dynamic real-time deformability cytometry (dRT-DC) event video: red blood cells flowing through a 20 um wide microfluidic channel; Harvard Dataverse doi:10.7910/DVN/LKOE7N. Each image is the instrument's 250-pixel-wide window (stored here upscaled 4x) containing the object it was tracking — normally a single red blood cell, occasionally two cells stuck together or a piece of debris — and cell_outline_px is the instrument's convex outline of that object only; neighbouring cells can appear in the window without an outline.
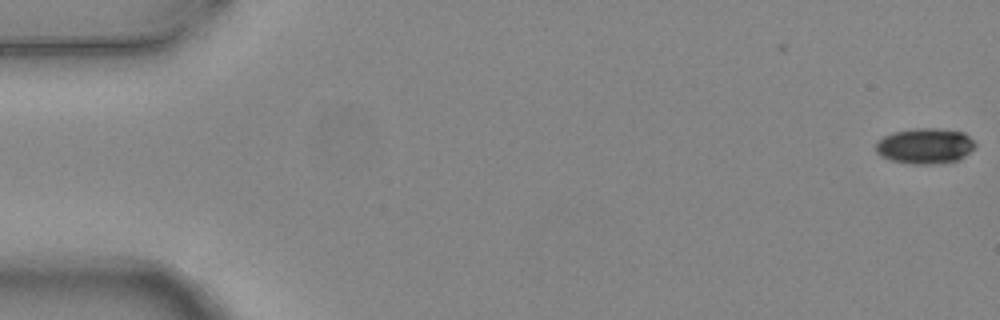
{"species": "common noctule bat (a hibernating species)", "species_latin": "Nyctalus noctula", "temperature_condition": "warm", "stored_images_in_passage": 6, "segment_of_instrument_passage": [2, 2], "camera_frame_rate_fps": 3000, "um_per_image_px": 0.085, "animal": {"sex": "female", "body_mass_g": 24.6, "forearm_length_mm": 56.2}, "frame": {"image": 1, "passage_image": 6, "time_ms": 1.667, "image_size_px": [1000, 320], "cell_outline_px": [[976, 148], [964, 156], [956, 160], [932, 164], [912, 164], [892, 160], [880, 156], [876, 152], [876, 140], [892, 132], [916, 128], [936, 128], [964, 132], [976, 144]], "centroid_in_image_um": [78.61, 12.4], "position_along_channel_um": 6.4, "area_um2": 20.63}}